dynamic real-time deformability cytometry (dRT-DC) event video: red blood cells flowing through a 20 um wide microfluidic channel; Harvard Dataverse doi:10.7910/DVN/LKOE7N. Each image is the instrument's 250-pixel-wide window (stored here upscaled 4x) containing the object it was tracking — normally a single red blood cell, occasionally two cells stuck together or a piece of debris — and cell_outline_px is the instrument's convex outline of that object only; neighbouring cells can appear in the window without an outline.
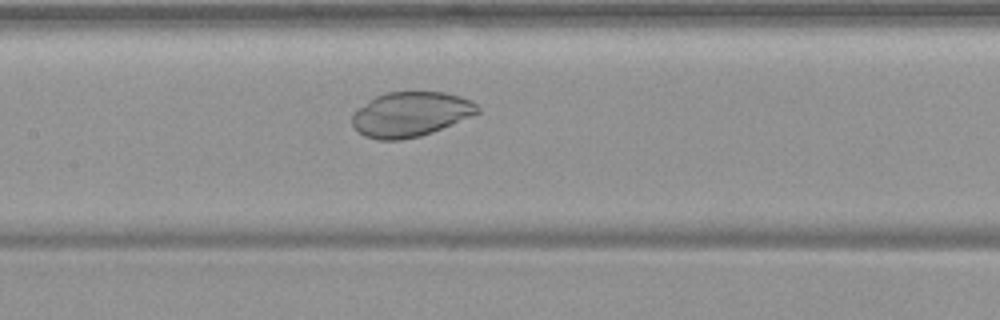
{"species": "common noctule bat (a hibernating species)", "species_latin": "Nyctalus noctula", "temperature_condition": "warm", "stored_images_in_passage": 36, "camera_frame_rate_fps": 3000, "um_per_image_px": 0.085, "animal": {"sex": "female", "body_mass_g": 19.9}, "frame": {"image": 1, "passage_image": 26, "time_ms": 8.333, "image_size_px": [1000, 320], "cell_outline_px": [[480, 112], [472, 116], [432, 132], [420, 136], [400, 140], [380, 140], [364, 136], [352, 124], [352, 116], [356, 108], [376, 96], [388, 92], [444, 92], [460, 96], [472, 100], [480, 108]], "centroid_in_image_um": [34.91, 9.71], "position_along_channel_um": 172.5, "area_um2": 32.71}}
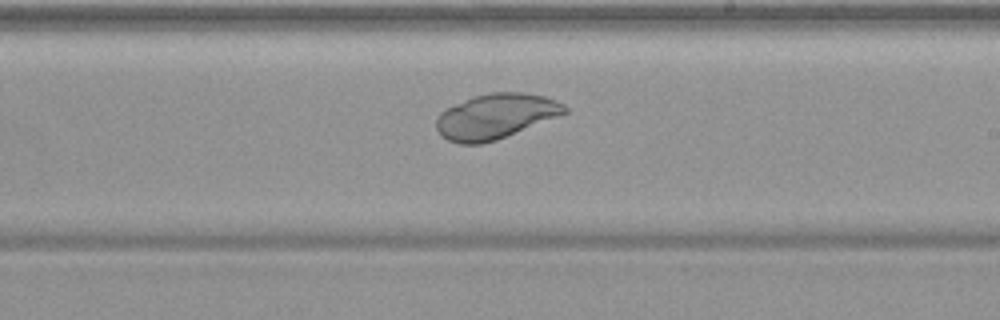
{"frame": {"image": 2, "passage_image": 32, "time_ms": 10.333, "image_size_px": [1000, 320], "cell_outline_px": [[568, 112], [560, 116], [496, 140], [480, 144], [460, 144], [448, 140], [440, 136], [436, 128], [436, 120], [440, 112], [472, 96], [492, 92], [524, 92], [544, 96], [556, 100], [564, 104], [568, 108]], "centroid_in_image_um": [42.14, 9.89], "position_along_channel_um": 246.9, "area_um2": 33.81}}
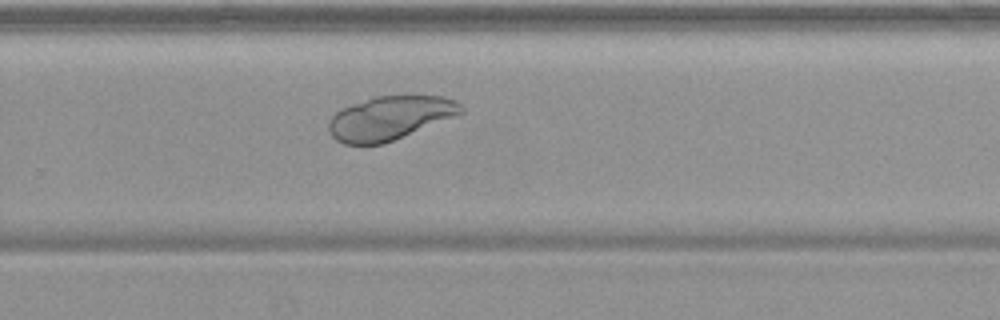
{"frame": {"image": 3, "passage_image": 36, "time_ms": 11.667, "image_size_px": [1000, 320], "cell_outline_px": [[464, 112], [384, 144], [344, 144], [336, 140], [332, 136], [328, 128], [328, 120], [336, 112], [352, 104], [376, 96], [444, 96], [456, 100], [464, 108]], "centroid_in_image_um": [33.13, 10.03], "position_along_channel_um": 296.7, "area_um2": 33.41}}